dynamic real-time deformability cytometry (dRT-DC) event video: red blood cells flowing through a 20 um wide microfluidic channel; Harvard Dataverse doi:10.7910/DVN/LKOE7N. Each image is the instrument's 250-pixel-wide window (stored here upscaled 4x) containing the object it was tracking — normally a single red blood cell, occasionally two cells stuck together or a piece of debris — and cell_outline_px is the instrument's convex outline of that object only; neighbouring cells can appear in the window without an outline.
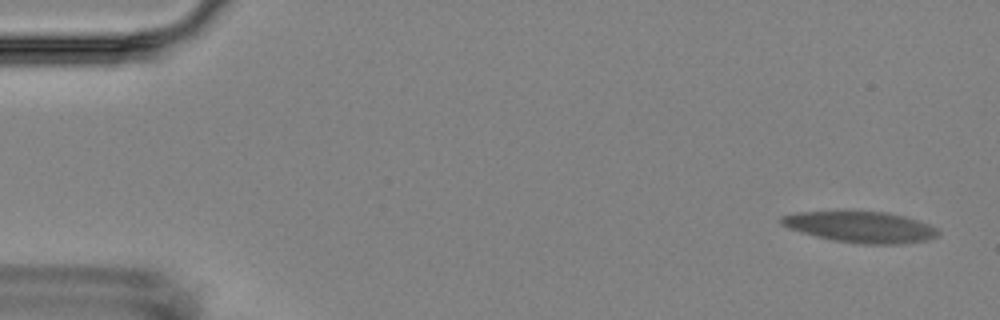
{"species": "Egyptian fruit bat (a non-hibernating species)", "species_latin": "Rousettus aegyptiacus", "temperature_condition": "room temperature", "stored_images_in_passage": 10, "camera_frame_rate_fps": 3000, "um_per_image_px": 0.085, "animal": {"sex": "female"}, "frame": {"image": 1, "passage_image": 1, "time_ms": 0.0, "image_size_px": [1000, 320], "cell_outline_px": [[940, 232], [936, 236], [924, 240], [900, 244], [860, 244], [832, 240], [800, 232], [788, 228], [780, 224], [780, 216], [796, 212], [888, 212], [904, 216], [928, 224], [936, 228]], "centroid_in_image_um": [73.11, 19.3], "position_along_channel_um": 11.9, "area_um2": 28.15}}
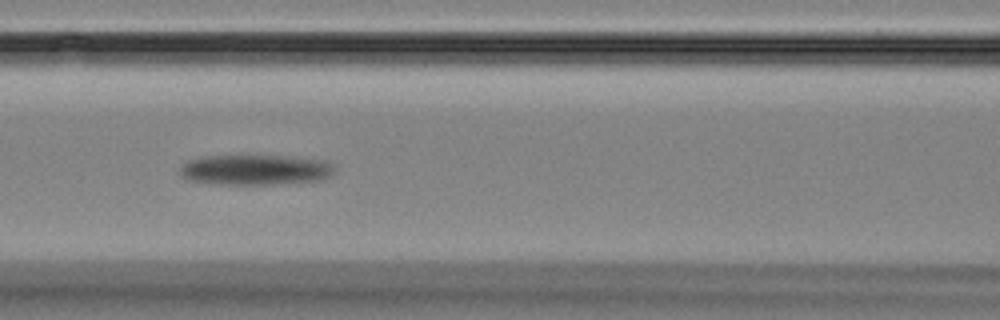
{"frame": {"image": 2, "passage_image": 8, "time_ms": 8.0, "image_size_px": [1000, 320], "cell_outline_px": [[336, 172], [320, 180], [272, 184], [224, 184], [192, 180], [180, 176], [180, 168], [188, 160], [200, 156], [240, 152], [292, 156], [328, 160], [336, 168]], "centroid_in_image_um": [21.72, 14.36], "position_along_channel_um": 144.9, "area_um2": 28.67}}
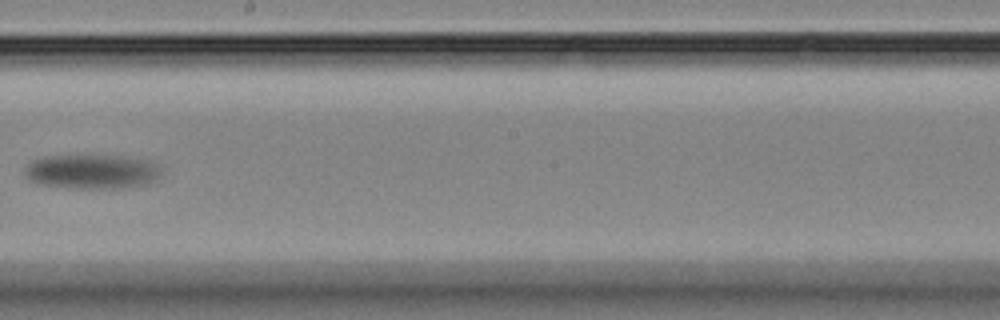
{"frame": {"image": 3, "passage_image": 10, "time_ms": 11.0, "image_size_px": [1000, 320], "cell_outline_px": [[164, 168], [160, 176], [148, 184], [120, 188], [72, 188], [40, 184], [32, 180], [24, 172], [28, 164], [32, 160], [44, 156], [120, 156], [148, 160]], "centroid_in_image_um": [7.87, 14.59], "position_along_channel_um": 240.3, "area_um2": 27.28}}